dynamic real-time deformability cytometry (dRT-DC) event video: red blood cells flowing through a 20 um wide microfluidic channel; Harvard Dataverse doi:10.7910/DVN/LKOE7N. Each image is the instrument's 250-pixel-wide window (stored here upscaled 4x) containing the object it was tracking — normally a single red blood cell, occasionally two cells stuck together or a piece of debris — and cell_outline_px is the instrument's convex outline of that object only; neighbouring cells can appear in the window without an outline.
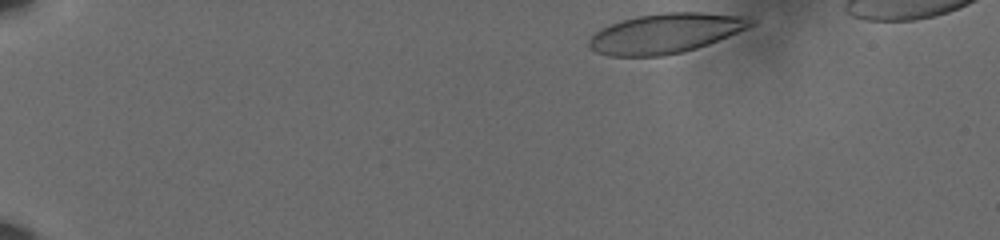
{"species": "human", "species_latin": "Homo sapiens", "temperature_condition": "cold", "stored_images_in_passage": 43, "camera_frame_rate_fps": 3000, "um_per_image_px": 0.085, "donor": {"sex": "male"}, "frame": {"image": 1, "passage_image": 1, "time_ms": 0.0, "image_size_px": [1000, 240], "cell_outline_px": [[756, 24], [728, 36], [708, 44], [684, 52], [664, 56], [608, 56], [596, 52], [588, 48], [588, 40], [600, 28], [624, 20], [640, 16], [664, 12], [700, 12], [740, 16], [756, 20]], "centroid_in_image_um": [56.55, 2.84], "position_along_channel_um": 28.4, "area_um2": 37.34}}
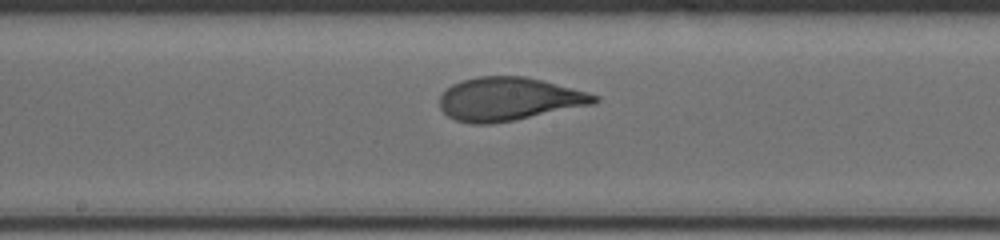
{"frame": {"image": 2, "passage_image": 25, "time_ms": 8.0, "image_size_px": [1000, 240], "cell_outline_px": [[600, 100], [592, 104], [492, 124], [472, 124], [456, 120], [448, 116], [440, 108], [440, 96], [452, 84], [476, 76], [524, 76], [588, 92], [600, 96]], "centroid_in_image_um": [43.23, 8.41], "position_along_channel_um": 205.0, "area_um2": 38.55}}
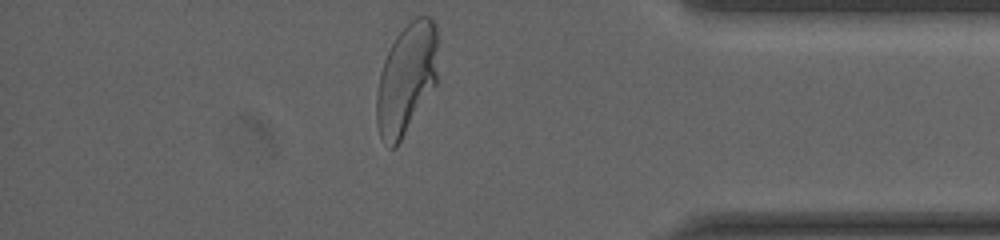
{"frame": {"image": 3, "passage_image": 43, "time_ms": 14.0, "image_size_px": [1000, 240], "cell_outline_px": [[436, 84], [396, 148], [388, 148], [380, 136], [376, 124], [376, 92], [380, 72], [384, 60], [396, 36], [416, 16], [432, 16], [436, 24]], "centroid_in_image_um": [34.52, 6.73], "position_along_channel_um": 400.7, "area_um2": 39.42}, "authors_computed_cell_mechanics": {"area_um2": 38.4948, "velocity_mm_per_s": 3.584, "shape_relaxation_time_tau1_ms": 4.2313, "shape_relaxation_time_tau2_ms": null, "deformation_change_tau1": 0.1997, "deformation_change_tau2": null}}